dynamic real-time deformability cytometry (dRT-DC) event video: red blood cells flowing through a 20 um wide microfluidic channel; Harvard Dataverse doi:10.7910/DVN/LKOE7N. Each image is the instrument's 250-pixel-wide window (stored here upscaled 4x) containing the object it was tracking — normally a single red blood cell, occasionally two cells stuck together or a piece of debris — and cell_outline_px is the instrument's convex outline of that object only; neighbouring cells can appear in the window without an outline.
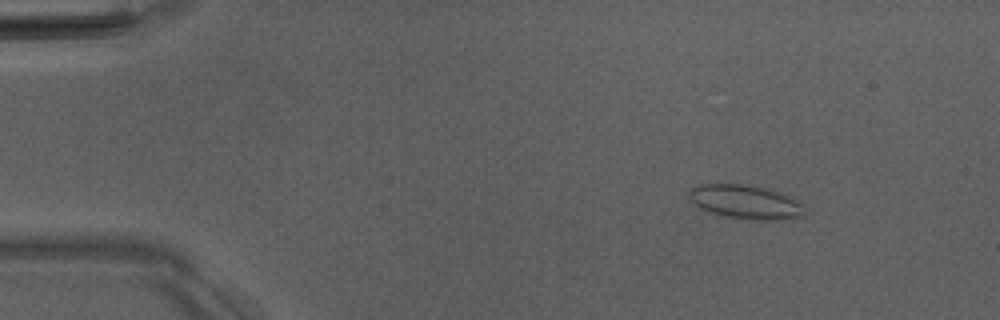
{"species": "Egyptian fruit bat (a non-hibernating species)", "species_latin": "Rousettus aegyptiacus", "temperature_condition": "room temperature", "stored_images_in_passage": 51, "camera_frame_rate_fps": 3000, "um_per_image_px": 0.085, "animal": {"sex": "male"}, "frame": {"image": 1, "passage_image": 6, "time_ms": 1.667, "image_size_px": [1000, 320], "cell_outline_px": [[804, 216], [792, 220], [752, 220], [724, 216], [708, 212], [700, 208], [688, 196], [688, 192], [692, 188], [700, 184], [740, 184], [768, 188], [780, 192], [804, 204]], "centroid_in_image_um": [63.42, 17.18], "position_along_channel_um": 21.6, "area_um2": 23.12}}
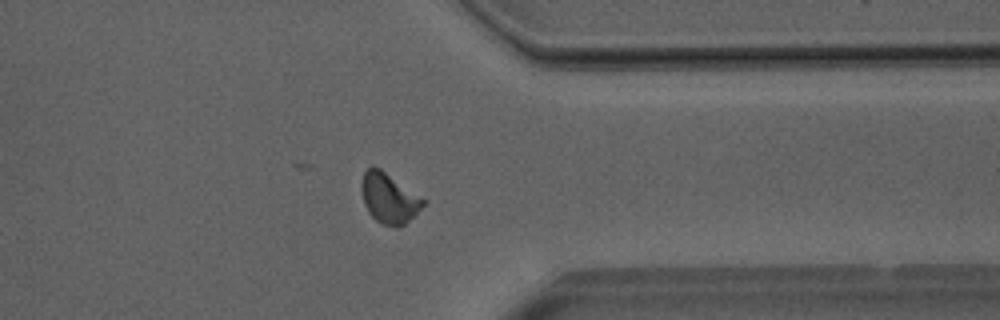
{"frame": {"image": 2, "passage_image": 40, "time_ms": 13.0, "image_size_px": [1000, 320], "cell_outline_px": [[424, 204], [400, 228], [396, 228], [384, 224], [376, 220], [368, 212], [364, 204], [360, 184], [364, 172], [372, 164], [380, 168], [424, 200]], "centroid_in_image_um": [33.0, 16.84], "position_along_channel_um": 378.4, "area_um2": 17.63}}
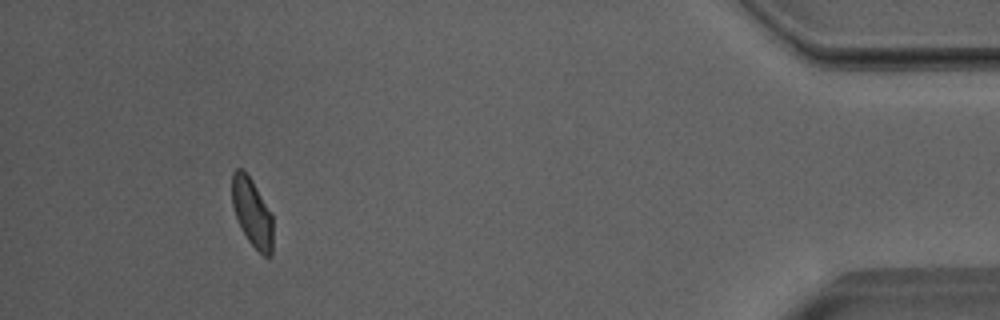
{"frame": {"image": 3, "passage_image": 47, "time_ms": 15.333, "image_size_px": [1000, 320], "cell_outline_px": [[272, 252], [268, 256], [264, 256], [248, 240], [240, 228], [232, 204], [232, 172], [236, 168], [244, 168], [252, 180], [272, 212]], "centroid_in_image_um": [21.42, 18.01], "position_along_channel_um": 413.8, "area_um2": 16.42}, "authors_computed_cell_mechanics": {"area_um2": 17.629, "velocity_mm_per_s": 3.9928, "shape_relaxation_time_tau1_ms": null, "shape_relaxation_time_tau2_ms": 1.4041, "deformation_change_tau1": null, "deformation_change_tau2": 0.0616}}